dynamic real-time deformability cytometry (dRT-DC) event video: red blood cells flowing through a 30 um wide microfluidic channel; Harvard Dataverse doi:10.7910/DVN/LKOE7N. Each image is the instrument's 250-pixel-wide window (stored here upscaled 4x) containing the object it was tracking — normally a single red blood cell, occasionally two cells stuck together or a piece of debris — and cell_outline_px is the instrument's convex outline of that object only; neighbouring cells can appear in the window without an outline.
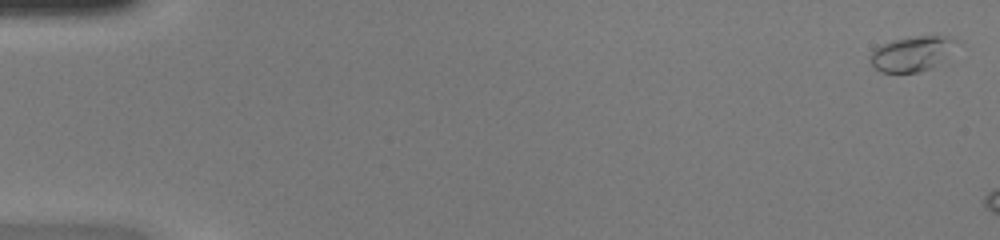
{"species": "common noctule bat (a hibernating species)", "species_latin": "Nyctalus noctula", "temperature_condition": "warm", "stored_images_in_passage": 6, "camera_frame_rate_fps": 3000, "um_per_image_px": 0.085, "animal": {"sex": "female", "body_mass_g": 20.0, "forearm_length_mm": 54.0}, "frame": {"image": 1, "passage_image": 1, "time_ms": 0.0, "image_size_px": [1000, 240], "cell_outline_px": [[956, 40], [940, 60], [932, 68], [916, 72], [880, 72], [868, 60], [868, 56], [872, 48], [896, 40], [916, 36], [948, 36]], "centroid_in_image_um": [77.37, 4.57], "position_along_channel_um": 7.6, "area_um2": 16.88}}